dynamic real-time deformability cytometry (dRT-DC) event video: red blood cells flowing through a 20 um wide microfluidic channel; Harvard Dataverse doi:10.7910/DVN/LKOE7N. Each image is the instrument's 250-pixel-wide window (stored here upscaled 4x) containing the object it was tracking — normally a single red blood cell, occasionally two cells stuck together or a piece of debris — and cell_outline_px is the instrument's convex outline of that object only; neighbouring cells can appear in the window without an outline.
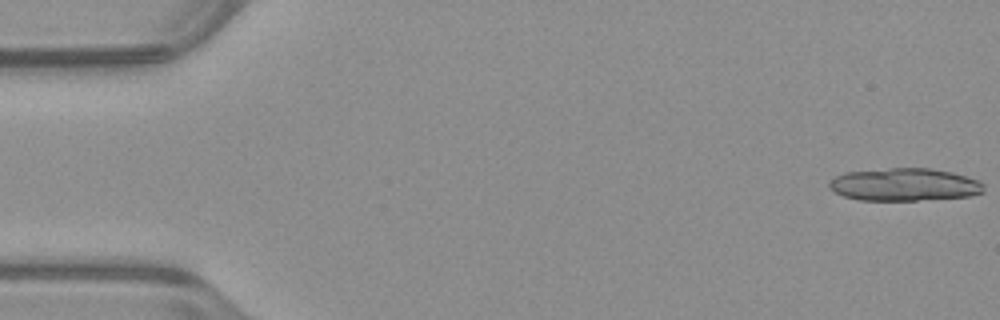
{"species": "common noctule bat (a hibernating species)", "species_latin": "Nyctalus noctula", "temperature_condition": "warm", "stored_images_in_passage": 18, "camera_frame_rate_fps": 3000, "um_per_image_px": 0.085, "animal": {"sex": "male", "body_mass_g": 23.1, "forearm_length_mm": 52.7}, "frame": {"image": 1, "passage_image": 1, "time_ms": 0.0, "image_size_px": [1000, 320], "cell_outline_px": [[984, 192], [968, 196], [916, 200], [860, 200], [844, 196], [828, 188], [828, 184], [836, 176], [844, 172], [888, 168], [932, 168], [952, 172], [980, 180], [984, 184]], "centroid_in_image_um": [76.89, 15.68], "position_along_channel_um": 8.1, "area_um2": 29.48}}